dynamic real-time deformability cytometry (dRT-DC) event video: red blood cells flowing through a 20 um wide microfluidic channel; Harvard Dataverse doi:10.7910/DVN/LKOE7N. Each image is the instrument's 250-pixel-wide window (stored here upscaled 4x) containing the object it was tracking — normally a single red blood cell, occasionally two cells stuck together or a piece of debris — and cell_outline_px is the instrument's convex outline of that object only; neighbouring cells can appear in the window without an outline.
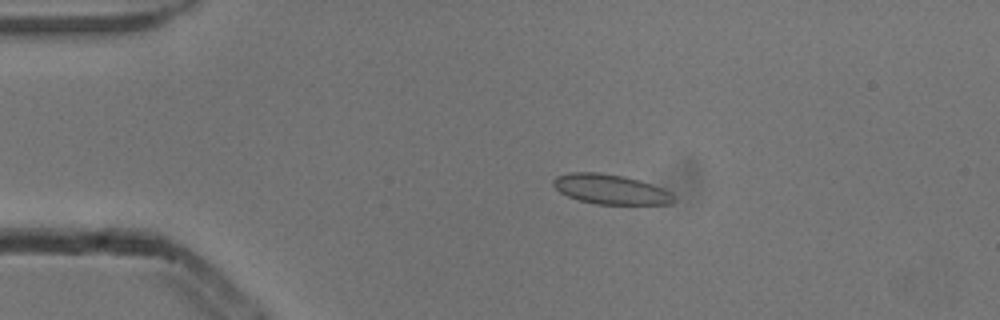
{"species": "common noctule bat (a hibernating species)", "species_latin": "Nyctalus noctula", "temperature_condition": "cold", "stored_images_in_passage": 6, "camera_frame_rate_fps": 3000, "um_per_image_px": 0.085, "animal": {"sex": "male", "body_mass_g": 13.3}, "frame": {"image": 1, "passage_image": 2, "time_ms": 0.333, "image_size_px": [1000, 320], "cell_outline_px": [[676, 200], [672, 204], [596, 204], [580, 200], [568, 196], [560, 192], [552, 184], [552, 180], [556, 176], [568, 172], [600, 172], [624, 176], [640, 180], [652, 184], [668, 192]], "centroid_in_image_um": [51.86, 16.08], "position_along_channel_um": 33.1, "area_um2": 20.87}}
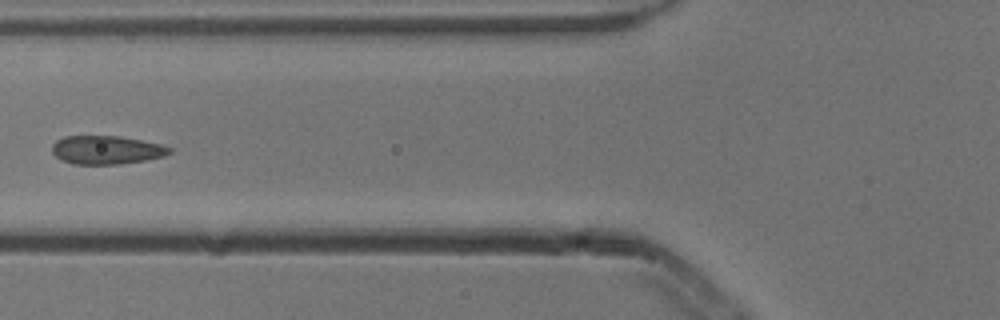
{"frame": {"image": 2, "passage_image": 5, "time_ms": 1.333, "image_size_px": [1000, 320], "cell_outline_px": [[172, 152], [164, 156], [144, 160], [120, 164], [72, 164], [56, 156], [52, 152], [52, 144], [56, 140], [64, 136], [120, 136], [160, 144], [172, 148]], "centroid_in_image_um": [9.04, 12.74], "position_along_channel_um": 116.8, "area_um2": 19.42}}
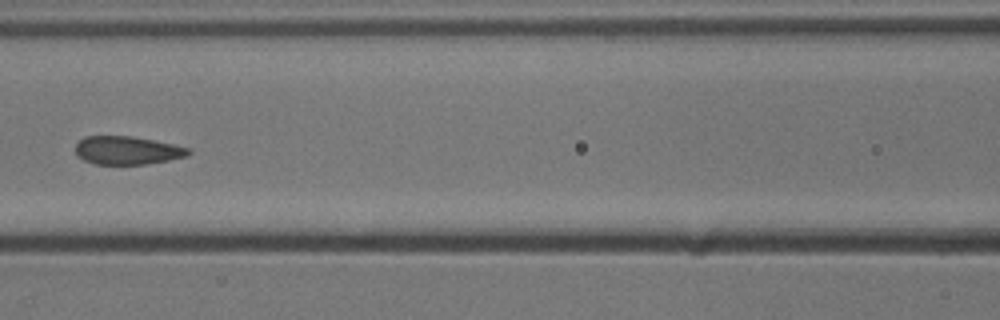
{"frame": {"image": 3, "passage_image": 6, "time_ms": 1.667, "image_size_px": [1000, 320], "cell_outline_px": [[192, 152], [188, 156], [148, 164], [96, 164], [84, 160], [76, 156], [76, 144], [84, 136], [128, 136], [152, 140], [192, 148]], "centroid_in_image_um": [10.83, 12.79], "position_along_channel_um": 155.8, "area_um2": 18.61}}